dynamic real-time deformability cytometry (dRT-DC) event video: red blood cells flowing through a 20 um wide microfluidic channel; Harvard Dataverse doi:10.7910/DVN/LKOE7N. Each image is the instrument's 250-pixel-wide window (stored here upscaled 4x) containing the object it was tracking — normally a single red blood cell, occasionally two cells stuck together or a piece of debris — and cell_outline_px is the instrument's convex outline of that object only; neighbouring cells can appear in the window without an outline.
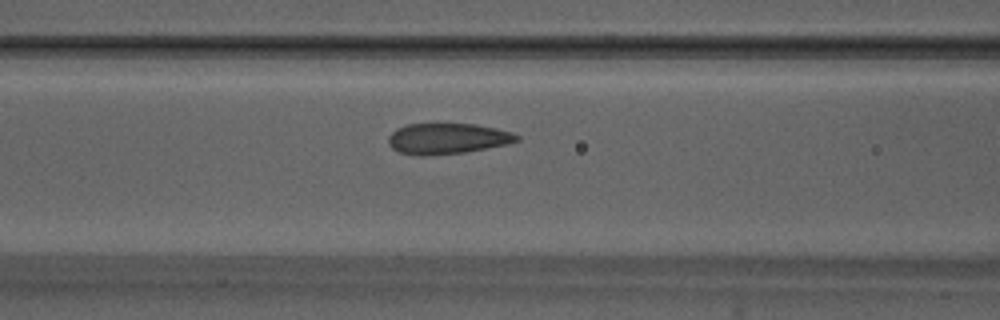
{"species": "Egyptian fruit bat (a non-hibernating species)", "species_latin": "Rousettus aegyptiacus", "temperature_condition": "warm", "stored_images_in_passage": 27, "camera_frame_rate_fps": 3000, "um_per_image_px": 0.085, "animal": {"sex": "male"}, "frame": {"image": 1, "passage_image": 22, "time_ms": 7.0, "image_size_px": [1000, 320], "cell_outline_px": [[520, 140], [508, 144], [464, 152], [424, 156], [420, 156], [396, 152], [388, 144], [388, 136], [396, 128], [408, 124], [476, 124], [496, 128], [512, 132], [520, 136]], "centroid_in_image_um": [38.01, 11.78], "position_along_channel_um": 128.6, "area_um2": 23.18}}